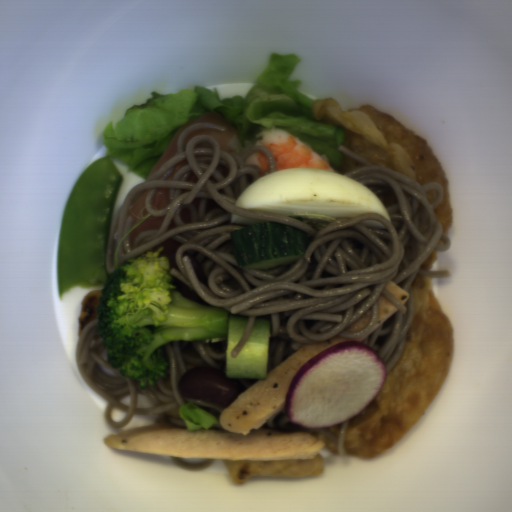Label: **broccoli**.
I'll list each match as a JSON object with an SVG mask.
<instances>
[{
  "instance_id": "1706d50b",
  "label": "broccoli",
  "mask_w": 512,
  "mask_h": 512,
  "mask_svg": "<svg viewBox=\"0 0 512 512\" xmlns=\"http://www.w3.org/2000/svg\"><path fill=\"white\" fill-rule=\"evenodd\" d=\"M170 269L163 247L149 248L113 268L98 295L96 332L106 362L143 389L167 378L165 344L228 338L230 311L185 298Z\"/></svg>"
}]
</instances>
